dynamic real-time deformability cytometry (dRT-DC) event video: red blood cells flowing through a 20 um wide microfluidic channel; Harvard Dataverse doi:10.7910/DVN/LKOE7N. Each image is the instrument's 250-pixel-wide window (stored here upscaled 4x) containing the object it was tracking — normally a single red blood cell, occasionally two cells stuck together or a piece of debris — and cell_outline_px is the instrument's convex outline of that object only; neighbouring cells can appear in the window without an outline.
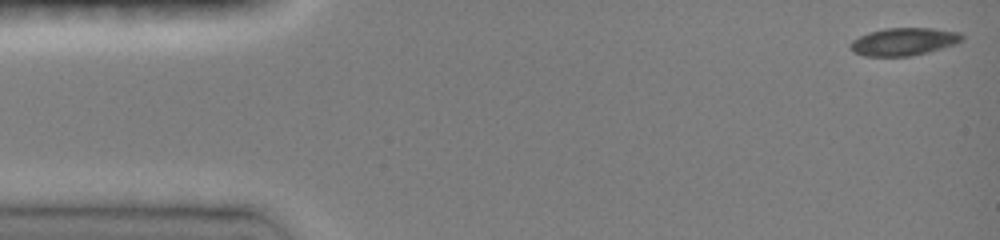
{"species": "common noctule bat (a hibernating species)", "species_latin": "Nyctalus noctula", "temperature_condition": "room temperature", "stored_images_in_passage": 13, "camera_frame_rate_fps": 3000, "um_per_image_px": 0.085, "animal": {"sex": "female", "body_mass_g": 19.0, "forearm_length_mm": 51.5}, "frame": {"image": 1, "passage_image": 1, "time_ms": 0.0, "image_size_px": [1000, 240], "cell_outline_px": [[964, 40], [956, 44], [928, 52], [908, 56], [864, 56], [852, 52], [848, 44], [852, 40], [868, 32], [884, 28], [932, 28], [960, 32], [964, 36]], "centroid_in_image_um": [76.81, 3.53], "position_along_channel_um": 8.2, "area_um2": 18.21}}
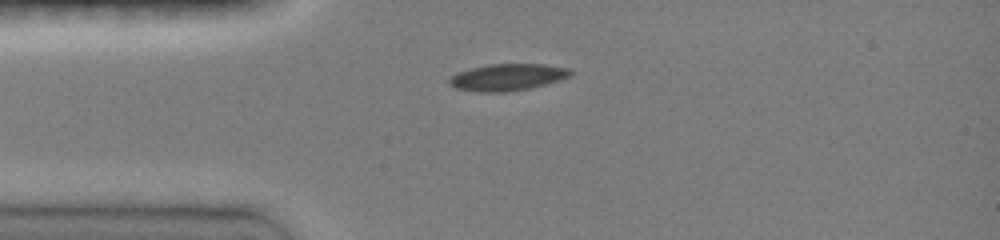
{"frame": {"image": 2, "passage_image": 12, "time_ms": 3.333, "image_size_px": [1000, 240], "cell_outline_px": [[572, 76], [560, 80], [532, 88], [508, 92], [480, 92], [456, 88], [448, 84], [448, 80], [456, 72], [488, 64], [544, 64], [568, 68], [572, 72]], "centroid_in_image_um": [43.14, 6.57], "position_along_channel_um": 41.9, "area_um2": 19.07}}